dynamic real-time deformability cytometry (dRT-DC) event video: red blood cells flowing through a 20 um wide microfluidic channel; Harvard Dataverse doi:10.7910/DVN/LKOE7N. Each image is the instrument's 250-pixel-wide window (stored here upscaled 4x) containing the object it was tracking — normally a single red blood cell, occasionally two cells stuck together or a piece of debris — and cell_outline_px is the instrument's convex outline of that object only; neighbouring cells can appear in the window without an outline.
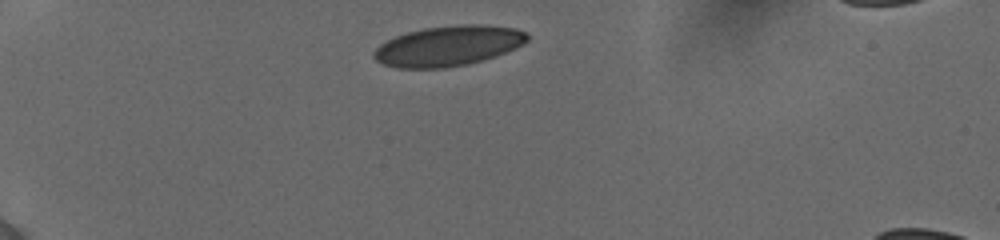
{"species": "human", "species_latin": "Homo sapiens", "temperature_condition": "cold", "stored_images_in_passage": 21, "camera_frame_rate_fps": 3000, "um_per_image_px": 0.085, "donor": {"sex": "female"}, "frame": {"image": 1, "passage_image": 1, "time_ms": 0.0, "image_size_px": [1000, 240], "cell_outline_px": [[528, 40], [524, 44], [496, 56], [468, 64], [444, 68], [396, 68], [384, 64], [376, 60], [372, 56], [372, 52], [380, 44], [396, 36], [408, 32], [424, 28], [456, 24], [484, 24], [516, 28], [528, 32]], "centroid_in_image_um": [38.12, 3.89], "position_along_channel_um": 46.9, "area_um2": 36.18}}
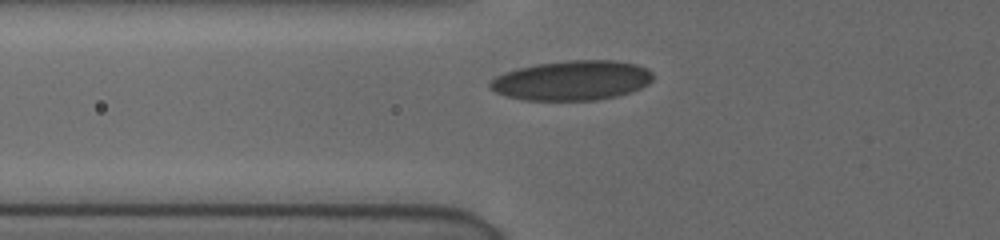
{"frame": {"image": 2, "passage_image": 11, "time_ms": 2.0, "image_size_px": [1000, 240], "cell_outline_px": [[652, 80], [648, 84], [640, 88], [616, 96], [596, 100], [524, 100], [504, 96], [496, 92], [488, 84], [488, 80], [504, 72], [536, 64], [568, 60], [616, 60], [636, 64], [648, 68], [652, 72]], "centroid_in_image_um": [48.6, 6.83], "position_along_channel_um": 77.2, "area_um2": 37.8}}
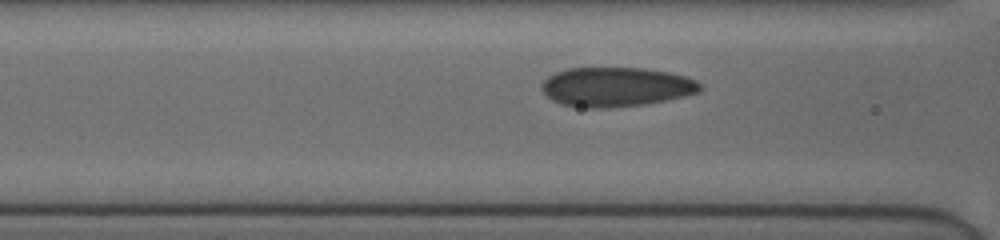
{"frame": {"image": 3, "passage_image": 17, "time_ms": 3.0, "image_size_px": [1000, 240], "cell_outline_px": [[700, 92], [684, 96], [644, 104], [608, 108], [588, 108], [560, 104], [552, 100], [540, 88], [540, 84], [548, 76], [556, 72], [568, 68], [644, 68], [668, 72], [684, 76], [696, 80], [700, 84]], "centroid_in_image_um": [52.33, 7.39], "position_along_channel_um": 114.3, "area_um2": 36.3}}